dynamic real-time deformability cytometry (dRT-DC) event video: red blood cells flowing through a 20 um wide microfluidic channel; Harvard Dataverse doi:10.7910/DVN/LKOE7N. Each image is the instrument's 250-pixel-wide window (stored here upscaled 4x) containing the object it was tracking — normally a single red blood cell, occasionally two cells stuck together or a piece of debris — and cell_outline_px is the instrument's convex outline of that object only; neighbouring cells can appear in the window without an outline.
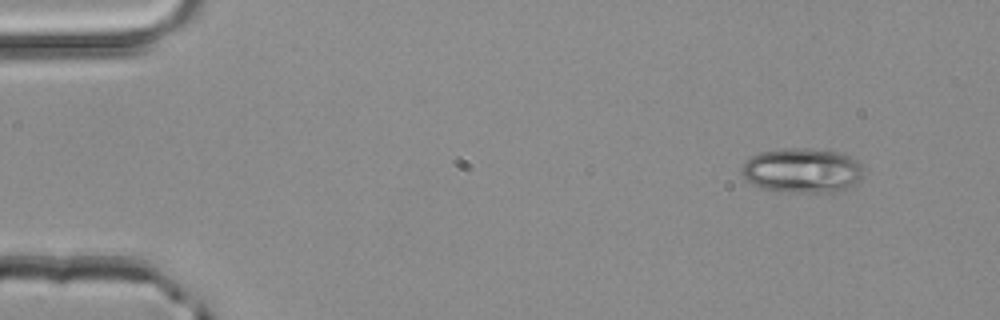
{"species": "common noctule bat (a hibernating species)", "species_latin": "Nyctalus noctula", "temperature_condition": "room temperature", "stored_images_in_passage": 2, "camera_frame_rate_fps": 3000, "um_per_image_px": 0.085, "animal": {"sex": "male", "body_mass_g": 20.4}, "frame": {"image": 1, "passage_image": 1, "time_ms": 0.0, "image_size_px": [1000, 320], "cell_outline_px": [[860, 180], [844, 188], [832, 192], [788, 192], [760, 188], [752, 184], [740, 172], [740, 168], [752, 156], [760, 152], [784, 148], [808, 148], [840, 152], [856, 160], [860, 164]], "centroid_in_image_um": [68.13, 14.48], "position_along_channel_um": 16.9, "area_um2": 31.39}}